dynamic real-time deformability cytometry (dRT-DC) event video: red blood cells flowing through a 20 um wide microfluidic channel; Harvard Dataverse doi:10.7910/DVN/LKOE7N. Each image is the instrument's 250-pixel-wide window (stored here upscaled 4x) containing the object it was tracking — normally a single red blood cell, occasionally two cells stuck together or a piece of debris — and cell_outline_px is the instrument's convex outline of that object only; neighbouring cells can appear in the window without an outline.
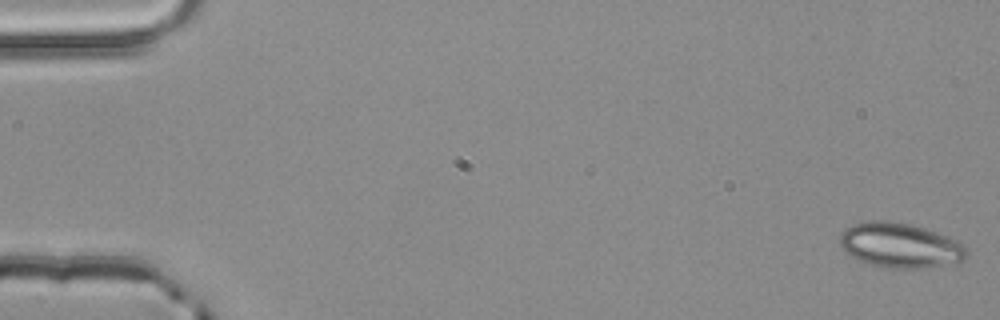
{"species": "common noctule bat (a hibernating species)", "species_latin": "Nyctalus noctula", "temperature_condition": "room temperature", "stored_images_in_passage": 4, "camera_frame_rate_fps": 3000, "um_per_image_px": 0.085, "animal": {"sex": "male", "body_mass_g": 20.4}, "frame": {"image": 1, "passage_image": 1, "time_ms": 0.0, "image_size_px": [1000, 320], "cell_outline_px": [[968, 252], [964, 260], [916, 268], [884, 268], [860, 260], [844, 252], [840, 248], [840, 232], [844, 228], [856, 224], [872, 220], [884, 220], [908, 224], [924, 228], [936, 232], [964, 244], [968, 248]], "centroid_in_image_um": [76.46, 20.84], "position_along_channel_um": 8.5, "area_um2": 32.71}}
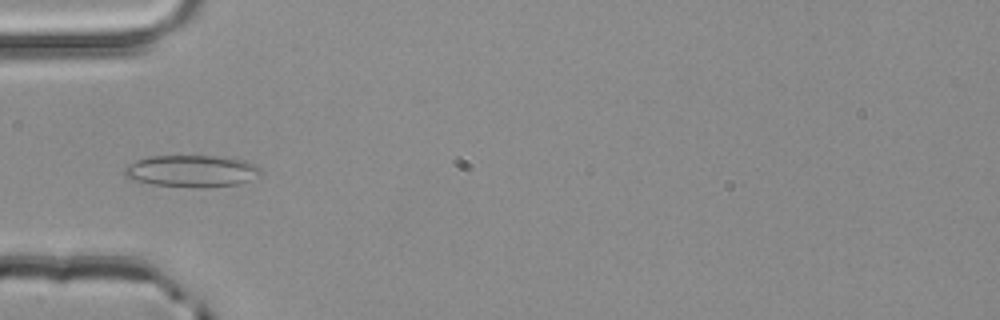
{"frame": {"image": 2, "passage_image": 4, "time_ms": 1.0, "image_size_px": [1000, 320], "cell_outline_px": [[260, 172], [248, 180], [240, 184], [200, 188], [152, 184], [132, 180], [124, 176], [124, 168], [128, 164], [136, 160], [148, 156], [220, 156], [244, 160], [256, 164], [260, 168]], "centroid_in_image_um": [16.25, 14.53], "position_along_channel_um": 68.8, "area_um2": 25.37}}